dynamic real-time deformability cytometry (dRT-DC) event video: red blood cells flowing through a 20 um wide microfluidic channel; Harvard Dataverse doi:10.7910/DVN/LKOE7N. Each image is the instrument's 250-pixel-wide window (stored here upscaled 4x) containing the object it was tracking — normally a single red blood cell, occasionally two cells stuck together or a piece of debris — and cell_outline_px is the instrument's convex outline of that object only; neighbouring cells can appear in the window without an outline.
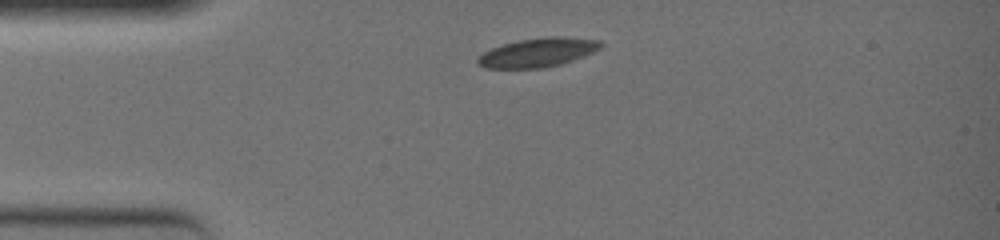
{"species": "common noctule bat (a hibernating species)", "species_latin": "Nyctalus noctula", "temperature_condition": "warm", "stored_images_in_passage": 34, "camera_frame_rate_fps": 3000, "um_per_image_px": 0.085, "animal": {"sex": "female", "body_mass_g": 19.0, "forearm_length_mm": 51.5}, "frame": {"image": 1, "passage_image": 1, "time_ms": 0.0, "image_size_px": [1000, 240], "cell_outline_px": [[604, 44], [600, 48], [584, 56], [560, 64], [544, 68], [484, 68], [476, 60], [484, 52], [492, 48], [504, 44], [520, 40], [548, 36], [564, 36], [600, 40]], "centroid_in_image_um": [45.75, 4.45], "position_along_channel_um": 39.2, "area_um2": 20.63}}
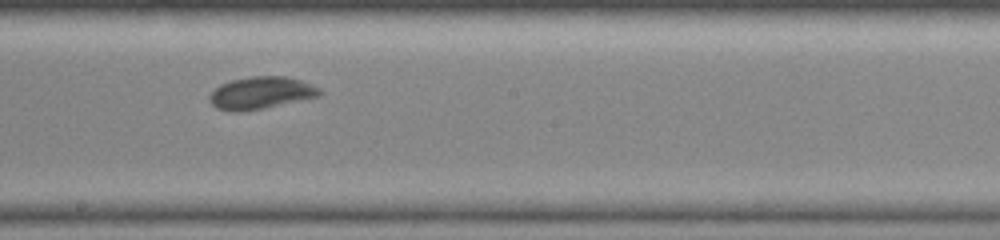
{"frame": {"image": 2, "passage_image": 18, "time_ms": 5.667, "image_size_px": [1000, 240], "cell_outline_px": [[324, 92], [320, 96], [264, 108], [240, 112], [232, 112], [216, 108], [208, 100], [208, 96], [220, 84], [232, 80], [252, 76], [288, 76], [300, 80], [320, 88]], "centroid_in_image_um": [22.18, 7.9], "position_along_channel_um": 226.0, "area_um2": 20.81}}
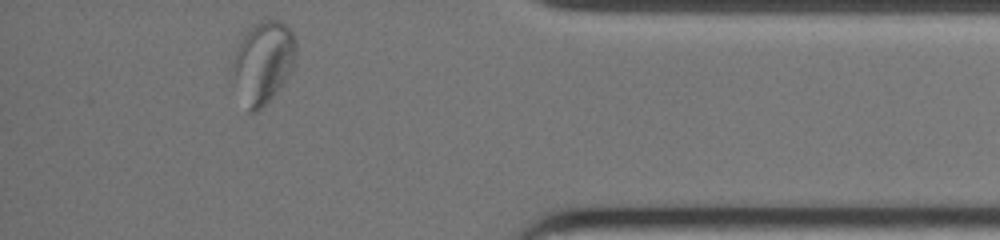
{"frame": {"image": 3, "passage_image": 34, "time_ms": 11.0, "image_size_px": [1000, 240], "cell_outline_px": [[296, 56], [292, 68], [288, 76], [276, 92], [256, 112], [248, 112], [232, 68], [232, 60], [244, 32], [252, 24], [264, 20], [276, 20], [284, 24], [292, 32], [296, 40]], "centroid_in_image_um": [22.39, 5.23], "position_along_channel_um": 412.8, "area_um2": 29.59}, "authors_computed_cell_mechanics": {"area_um2": 20.7502, "velocity_mm_per_s": 3.8287, "shape_relaxation_time_tau1_ms": 5.7133, "shape_relaxation_time_tau2_ms": null, "deformation_change_tau1": 0.1492, "deformation_change_tau2": null}}